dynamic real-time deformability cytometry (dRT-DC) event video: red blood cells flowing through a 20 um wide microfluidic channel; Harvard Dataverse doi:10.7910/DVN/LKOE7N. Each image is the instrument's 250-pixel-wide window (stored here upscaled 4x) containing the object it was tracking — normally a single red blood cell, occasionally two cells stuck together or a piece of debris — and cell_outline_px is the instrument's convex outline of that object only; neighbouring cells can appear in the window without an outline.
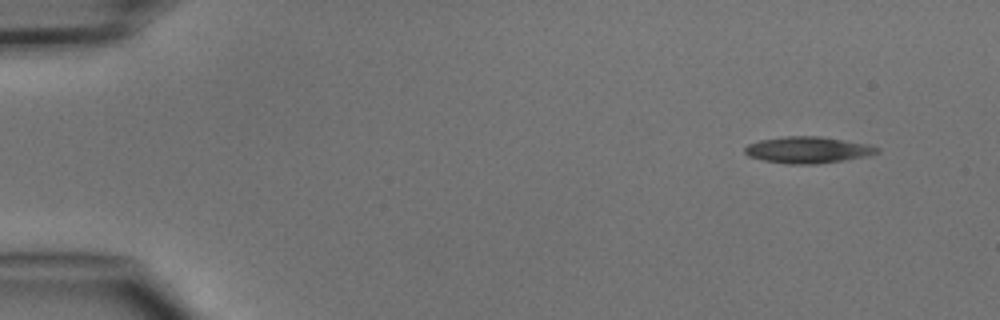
{"species": "common noctule bat (a hibernating species)", "species_latin": "Nyctalus noctula", "temperature_condition": "cold", "stored_images_in_passage": 4, "camera_frame_rate_fps": 3000, "um_per_image_px": 0.085, "animal": {"sex": "male", "body_mass_g": 15.6}, "frame": {"image": 1, "passage_image": 1, "time_ms": 0.0, "image_size_px": [1000, 320], "cell_outline_px": [[880, 152], [868, 156], [844, 160], [816, 164], [788, 164], [764, 160], [748, 156], [744, 152], [744, 148], [748, 144], [760, 140], [784, 136], [820, 136], [868, 144], [880, 148]], "centroid_in_image_um": [68.68, 12.74], "position_along_channel_um": 16.3, "area_um2": 20.46}}
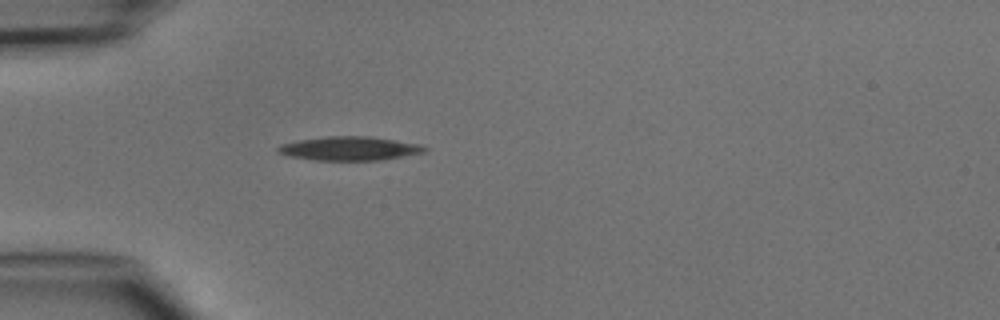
{"frame": {"image": 2, "passage_image": 4, "time_ms": 3.333, "image_size_px": [1000, 320], "cell_outline_px": [[428, 148], [424, 152], [380, 160], [316, 160], [292, 156], [276, 152], [276, 148], [280, 144], [300, 140], [328, 136], [368, 136], [396, 140], [420, 144]], "centroid_in_image_um": [29.71, 12.61], "position_along_channel_um": 55.3, "area_um2": 20.17}}